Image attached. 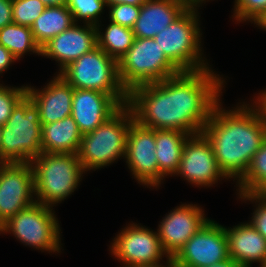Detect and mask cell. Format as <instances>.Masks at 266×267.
Segmentation results:
<instances>
[{"label": "cell", "instance_id": "cell-26", "mask_svg": "<svg viewBox=\"0 0 266 267\" xmlns=\"http://www.w3.org/2000/svg\"><path fill=\"white\" fill-rule=\"evenodd\" d=\"M238 183L239 193L257 192L266 183V140L253 156L249 168Z\"/></svg>", "mask_w": 266, "mask_h": 267}, {"label": "cell", "instance_id": "cell-37", "mask_svg": "<svg viewBox=\"0 0 266 267\" xmlns=\"http://www.w3.org/2000/svg\"><path fill=\"white\" fill-rule=\"evenodd\" d=\"M205 267H241V266L237 262H235L232 258H230L221 261L219 263H215L211 266H205Z\"/></svg>", "mask_w": 266, "mask_h": 267}, {"label": "cell", "instance_id": "cell-35", "mask_svg": "<svg viewBox=\"0 0 266 267\" xmlns=\"http://www.w3.org/2000/svg\"><path fill=\"white\" fill-rule=\"evenodd\" d=\"M258 102L256 101L255 104H259L258 107L257 105L253 106L256 107L259 110V113L261 117L264 119V122L266 123V91L263 92L259 97H258Z\"/></svg>", "mask_w": 266, "mask_h": 267}, {"label": "cell", "instance_id": "cell-43", "mask_svg": "<svg viewBox=\"0 0 266 267\" xmlns=\"http://www.w3.org/2000/svg\"><path fill=\"white\" fill-rule=\"evenodd\" d=\"M1 137H2V126H0V145H1Z\"/></svg>", "mask_w": 266, "mask_h": 267}, {"label": "cell", "instance_id": "cell-9", "mask_svg": "<svg viewBox=\"0 0 266 267\" xmlns=\"http://www.w3.org/2000/svg\"><path fill=\"white\" fill-rule=\"evenodd\" d=\"M51 207L34 202L20 210L0 227V232H12L26 245L41 250L59 252L60 229Z\"/></svg>", "mask_w": 266, "mask_h": 267}, {"label": "cell", "instance_id": "cell-20", "mask_svg": "<svg viewBox=\"0 0 266 267\" xmlns=\"http://www.w3.org/2000/svg\"><path fill=\"white\" fill-rule=\"evenodd\" d=\"M229 256L241 267H251L252 262L266 263V239L251 225L245 223L233 229L225 228Z\"/></svg>", "mask_w": 266, "mask_h": 267}, {"label": "cell", "instance_id": "cell-14", "mask_svg": "<svg viewBox=\"0 0 266 267\" xmlns=\"http://www.w3.org/2000/svg\"><path fill=\"white\" fill-rule=\"evenodd\" d=\"M155 150V130L141 126L134 120L127 136L126 162L138 182L152 187L159 185Z\"/></svg>", "mask_w": 266, "mask_h": 267}, {"label": "cell", "instance_id": "cell-8", "mask_svg": "<svg viewBox=\"0 0 266 267\" xmlns=\"http://www.w3.org/2000/svg\"><path fill=\"white\" fill-rule=\"evenodd\" d=\"M195 5H190L174 22L153 39L164 55L181 71H200L207 67L201 58L200 29Z\"/></svg>", "mask_w": 266, "mask_h": 267}, {"label": "cell", "instance_id": "cell-30", "mask_svg": "<svg viewBox=\"0 0 266 267\" xmlns=\"http://www.w3.org/2000/svg\"><path fill=\"white\" fill-rule=\"evenodd\" d=\"M26 87L10 88L0 84V126L9 119L13 108L26 95Z\"/></svg>", "mask_w": 266, "mask_h": 267}, {"label": "cell", "instance_id": "cell-4", "mask_svg": "<svg viewBox=\"0 0 266 267\" xmlns=\"http://www.w3.org/2000/svg\"><path fill=\"white\" fill-rule=\"evenodd\" d=\"M36 202L52 207L72 194L85 170L74 153H41L30 162ZM35 164V165H34Z\"/></svg>", "mask_w": 266, "mask_h": 267}, {"label": "cell", "instance_id": "cell-2", "mask_svg": "<svg viewBox=\"0 0 266 267\" xmlns=\"http://www.w3.org/2000/svg\"><path fill=\"white\" fill-rule=\"evenodd\" d=\"M252 109L242 105L226 112L218 102L203 127L202 133L212 145L218 166L228 178L240 180L266 140V123L259 110Z\"/></svg>", "mask_w": 266, "mask_h": 267}, {"label": "cell", "instance_id": "cell-42", "mask_svg": "<svg viewBox=\"0 0 266 267\" xmlns=\"http://www.w3.org/2000/svg\"><path fill=\"white\" fill-rule=\"evenodd\" d=\"M258 26H260L261 28L266 30V17L264 18V20Z\"/></svg>", "mask_w": 266, "mask_h": 267}, {"label": "cell", "instance_id": "cell-3", "mask_svg": "<svg viewBox=\"0 0 266 267\" xmlns=\"http://www.w3.org/2000/svg\"><path fill=\"white\" fill-rule=\"evenodd\" d=\"M39 110L26 94L13 108L2 126L1 163H30L41 153Z\"/></svg>", "mask_w": 266, "mask_h": 267}, {"label": "cell", "instance_id": "cell-34", "mask_svg": "<svg viewBox=\"0 0 266 267\" xmlns=\"http://www.w3.org/2000/svg\"><path fill=\"white\" fill-rule=\"evenodd\" d=\"M15 60H17V58L5 47L0 45V73L6 70L13 61L15 62Z\"/></svg>", "mask_w": 266, "mask_h": 267}, {"label": "cell", "instance_id": "cell-27", "mask_svg": "<svg viewBox=\"0 0 266 267\" xmlns=\"http://www.w3.org/2000/svg\"><path fill=\"white\" fill-rule=\"evenodd\" d=\"M105 5V0H67L66 2V6L73 15L74 23L83 19L85 24L93 26L98 24V15Z\"/></svg>", "mask_w": 266, "mask_h": 267}, {"label": "cell", "instance_id": "cell-13", "mask_svg": "<svg viewBox=\"0 0 266 267\" xmlns=\"http://www.w3.org/2000/svg\"><path fill=\"white\" fill-rule=\"evenodd\" d=\"M176 174L195 185L211 186L219 177H225L214 156L210 141L203 133L190 135L183 147Z\"/></svg>", "mask_w": 266, "mask_h": 267}, {"label": "cell", "instance_id": "cell-33", "mask_svg": "<svg viewBox=\"0 0 266 267\" xmlns=\"http://www.w3.org/2000/svg\"><path fill=\"white\" fill-rule=\"evenodd\" d=\"M13 23L12 0H0V29Z\"/></svg>", "mask_w": 266, "mask_h": 267}, {"label": "cell", "instance_id": "cell-5", "mask_svg": "<svg viewBox=\"0 0 266 267\" xmlns=\"http://www.w3.org/2000/svg\"><path fill=\"white\" fill-rule=\"evenodd\" d=\"M133 121L131 109L125 105L95 130L83 134L77 153L83 169H99L121 156L125 157L127 136Z\"/></svg>", "mask_w": 266, "mask_h": 267}, {"label": "cell", "instance_id": "cell-21", "mask_svg": "<svg viewBox=\"0 0 266 267\" xmlns=\"http://www.w3.org/2000/svg\"><path fill=\"white\" fill-rule=\"evenodd\" d=\"M41 125L42 153H78L83 134L71 115L62 120Z\"/></svg>", "mask_w": 266, "mask_h": 267}, {"label": "cell", "instance_id": "cell-16", "mask_svg": "<svg viewBox=\"0 0 266 267\" xmlns=\"http://www.w3.org/2000/svg\"><path fill=\"white\" fill-rule=\"evenodd\" d=\"M121 107L110 94L85 89L73 90L71 116L82 134L95 130Z\"/></svg>", "mask_w": 266, "mask_h": 267}, {"label": "cell", "instance_id": "cell-6", "mask_svg": "<svg viewBox=\"0 0 266 267\" xmlns=\"http://www.w3.org/2000/svg\"><path fill=\"white\" fill-rule=\"evenodd\" d=\"M59 75L74 89L101 91L121 106L127 105L128 93L119 80L118 62L99 47L71 62Z\"/></svg>", "mask_w": 266, "mask_h": 267}, {"label": "cell", "instance_id": "cell-10", "mask_svg": "<svg viewBox=\"0 0 266 267\" xmlns=\"http://www.w3.org/2000/svg\"><path fill=\"white\" fill-rule=\"evenodd\" d=\"M173 259L177 267H205L230 259L225 227L209 220Z\"/></svg>", "mask_w": 266, "mask_h": 267}, {"label": "cell", "instance_id": "cell-7", "mask_svg": "<svg viewBox=\"0 0 266 267\" xmlns=\"http://www.w3.org/2000/svg\"><path fill=\"white\" fill-rule=\"evenodd\" d=\"M180 72L153 38H135L118 62L119 80L127 93L135 87L160 82Z\"/></svg>", "mask_w": 266, "mask_h": 267}, {"label": "cell", "instance_id": "cell-36", "mask_svg": "<svg viewBox=\"0 0 266 267\" xmlns=\"http://www.w3.org/2000/svg\"><path fill=\"white\" fill-rule=\"evenodd\" d=\"M147 0H105L106 6L108 5H116V4H130L135 6H141Z\"/></svg>", "mask_w": 266, "mask_h": 267}, {"label": "cell", "instance_id": "cell-22", "mask_svg": "<svg viewBox=\"0 0 266 267\" xmlns=\"http://www.w3.org/2000/svg\"><path fill=\"white\" fill-rule=\"evenodd\" d=\"M189 136V134L177 130H155V154L159 166V184L164 176L177 172L183 147Z\"/></svg>", "mask_w": 266, "mask_h": 267}, {"label": "cell", "instance_id": "cell-29", "mask_svg": "<svg viewBox=\"0 0 266 267\" xmlns=\"http://www.w3.org/2000/svg\"><path fill=\"white\" fill-rule=\"evenodd\" d=\"M234 16L238 21H254L259 25L266 17V0H237Z\"/></svg>", "mask_w": 266, "mask_h": 267}, {"label": "cell", "instance_id": "cell-23", "mask_svg": "<svg viewBox=\"0 0 266 267\" xmlns=\"http://www.w3.org/2000/svg\"><path fill=\"white\" fill-rule=\"evenodd\" d=\"M74 24L73 15L66 5L49 6L35 20L31 31L36 44L42 48Z\"/></svg>", "mask_w": 266, "mask_h": 267}, {"label": "cell", "instance_id": "cell-25", "mask_svg": "<svg viewBox=\"0 0 266 267\" xmlns=\"http://www.w3.org/2000/svg\"><path fill=\"white\" fill-rule=\"evenodd\" d=\"M0 45L10 51L17 60L27 51L41 55V48L36 44L31 27L11 23L0 29Z\"/></svg>", "mask_w": 266, "mask_h": 267}, {"label": "cell", "instance_id": "cell-15", "mask_svg": "<svg viewBox=\"0 0 266 267\" xmlns=\"http://www.w3.org/2000/svg\"><path fill=\"white\" fill-rule=\"evenodd\" d=\"M209 220L196 205L177 207L161 221L157 230L162 248L173 258Z\"/></svg>", "mask_w": 266, "mask_h": 267}, {"label": "cell", "instance_id": "cell-40", "mask_svg": "<svg viewBox=\"0 0 266 267\" xmlns=\"http://www.w3.org/2000/svg\"><path fill=\"white\" fill-rule=\"evenodd\" d=\"M257 193L263 197H266V183L257 191Z\"/></svg>", "mask_w": 266, "mask_h": 267}, {"label": "cell", "instance_id": "cell-17", "mask_svg": "<svg viewBox=\"0 0 266 267\" xmlns=\"http://www.w3.org/2000/svg\"><path fill=\"white\" fill-rule=\"evenodd\" d=\"M81 28L77 23L53 37L41 48V55L60 62V72L71 62L97 47L96 28L85 24Z\"/></svg>", "mask_w": 266, "mask_h": 267}, {"label": "cell", "instance_id": "cell-19", "mask_svg": "<svg viewBox=\"0 0 266 267\" xmlns=\"http://www.w3.org/2000/svg\"><path fill=\"white\" fill-rule=\"evenodd\" d=\"M190 5V0H147L141 5L139 17L132 27L134 37L154 38Z\"/></svg>", "mask_w": 266, "mask_h": 267}, {"label": "cell", "instance_id": "cell-32", "mask_svg": "<svg viewBox=\"0 0 266 267\" xmlns=\"http://www.w3.org/2000/svg\"><path fill=\"white\" fill-rule=\"evenodd\" d=\"M242 197L246 200L259 202L250 223L266 239V197L257 192L240 193V198Z\"/></svg>", "mask_w": 266, "mask_h": 267}, {"label": "cell", "instance_id": "cell-1", "mask_svg": "<svg viewBox=\"0 0 266 267\" xmlns=\"http://www.w3.org/2000/svg\"><path fill=\"white\" fill-rule=\"evenodd\" d=\"M220 79L209 68L180 72L133 88L127 106L141 126L199 134L219 101L223 85Z\"/></svg>", "mask_w": 266, "mask_h": 267}, {"label": "cell", "instance_id": "cell-28", "mask_svg": "<svg viewBox=\"0 0 266 267\" xmlns=\"http://www.w3.org/2000/svg\"><path fill=\"white\" fill-rule=\"evenodd\" d=\"M46 7L40 0H12L13 23L32 27Z\"/></svg>", "mask_w": 266, "mask_h": 267}, {"label": "cell", "instance_id": "cell-18", "mask_svg": "<svg viewBox=\"0 0 266 267\" xmlns=\"http://www.w3.org/2000/svg\"><path fill=\"white\" fill-rule=\"evenodd\" d=\"M73 90L58 74L41 91L27 86L26 94L38 107L41 124H49L72 114Z\"/></svg>", "mask_w": 266, "mask_h": 267}, {"label": "cell", "instance_id": "cell-24", "mask_svg": "<svg viewBox=\"0 0 266 267\" xmlns=\"http://www.w3.org/2000/svg\"><path fill=\"white\" fill-rule=\"evenodd\" d=\"M99 23L96 28L97 47L101 48L109 57L119 62L133 45L135 39L132 28L110 23L102 34L99 31Z\"/></svg>", "mask_w": 266, "mask_h": 267}, {"label": "cell", "instance_id": "cell-31", "mask_svg": "<svg viewBox=\"0 0 266 267\" xmlns=\"http://www.w3.org/2000/svg\"><path fill=\"white\" fill-rule=\"evenodd\" d=\"M110 22L132 28L139 17L141 6L130 4L108 5Z\"/></svg>", "mask_w": 266, "mask_h": 267}, {"label": "cell", "instance_id": "cell-38", "mask_svg": "<svg viewBox=\"0 0 266 267\" xmlns=\"http://www.w3.org/2000/svg\"><path fill=\"white\" fill-rule=\"evenodd\" d=\"M47 7L49 6H58V5H66L67 0H40Z\"/></svg>", "mask_w": 266, "mask_h": 267}, {"label": "cell", "instance_id": "cell-11", "mask_svg": "<svg viewBox=\"0 0 266 267\" xmlns=\"http://www.w3.org/2000/svg\"><path fill=\"white\" fill-rule=\"evenodd\" d=\"M32 193H35V186L30 163H1L0 227L20 210L36 202Z\"/></svg>", "mask_w": 266, "mask_h": 267}, {"label": "cell", "instance_id": "cell-41", "mask_svg": "<svg viewBox=\"0 0 266 267\" xmlns=\"http://www.w3.org/2000/svg\"><path fill=\"white\" fill-rule=\"evenodd\" d=\"M203 1H205V0H190V3L192 4V5H195V6H197V4H200L201 2L203 3ZM237 0H235V2H236Z\"/></svg>", "mask_w": 266, "mask_h": 267}, {"label": "cell", "instance_id": "cell-12", "mask_svg": "<svg viewBox=\"0 0 266 267\" xmlns=\"http://www.w3.org/2000/svg\"><path fill=\"white\" fill-rule=\"evenodd\" d=\"M114 239L111 252L125 264L124 267L155 265L165 254L169 257L162 248L157 232L134 223Z\"/></svg>", "mask_w": 266, "mask_h": 267}, {"label": "cell", "instance_id": "cell-39", "mask_svg": "<svg viewBox=\"0 0 266 267\" xmlns=\"http://www.w3.org/2000/svg\"><path fill=\"white\" fill-rule=\"evenodd\" d=\"M167 264L168 266L167 267H177L176 264H175V261L172 257H168L167 259ZM137 267H166V266H162L159 264H155V265H145V266H137Z\"/></svg>", "mask_w": 266, "mask_h": 267}]
</instances>
